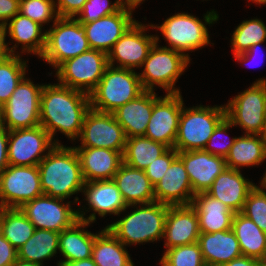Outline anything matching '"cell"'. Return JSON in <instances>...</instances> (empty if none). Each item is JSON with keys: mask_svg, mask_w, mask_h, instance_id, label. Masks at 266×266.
I'll return each mask as SVG.
<instances>
[{"mask_svg": "<svg viewBox=\"0 0 266 266\" xmlns=\"http://www.w3.org/2000/svg\"><path fill=\"white\" fill-rule=\"evenodd\" d=\"M64 200L42 194L24 203L20 210L34 225L35 229L61 233L79 220L77 210L71 208L70 201L64 204Z\"/></svg>", "mask_w": 266, "mask_h": 266, "instance_id": "cell-14", "label": "cell"}, {"mask_svg": "<svg viewBox=\"0 0 266 266\" xmlns=\"http://www.w3.org/2000/svg\"><path fill=\"white\" fill-rule=\"evenodd\" d=\"M90 224L79 219L59 234V253L65 258L60 261L70 262L92 257L94 240L99 233L86 230Z\"/></svg>", "mask_w": 266, "mask_h": 266, "instance_id": "cell-30", "label": "cell"}, {"mask_svg": "<svg viewBox=\"0 0 266 266\" xmlns=\"http://www.w3.org/2000/svg\"><path fill=\"white\" fill-rule=\"evenodd\" d=\"M125 5L137 8L144 0H123Z\"/></svg>", "mask_w": 266, "mask_h": 266, "instance_id": "cell-54", "label": "cell"}, {"mask_svg": "<svg viewBox=\"0 0 266 266\" xmlns=\"http://www.w3.org/2000/svg\"><path fill=\"white\" fill-rule=\"evenodd\" d=\"M11 266H42V265L34 262H27L17 259Z\"/></svg>", "mask_w": 266, "mask_h": 266, "instance_id": "cell-52", "label": "cell"}, {"mask_svg": "<svg viewBox=\"0 0 266 266\" xmlns=\"http://www.w3.org/2000/svg\"><path fill=\"white\" fill-rule=\"evenodd\" d=\"M263 265L266 266V259L263 261Z\"/></svg>", "mask_w": 266, "mask_h": 266, "instance_id": "cell-59", "label": "cell"}, {"mask_svg": "<svg viewBox=\"0 0 266 266\" xmlns=\"http://www.w3.org/2000/svg\"><path fill=\"white\" fill-rule=\"evenodd\" d=\"M20 0H0V30L19 13Z\"/></svg>", "mask_w": 266, "mask_h": 266, "instance_id": "cell-47", "label": "cell"}, {"mask_svg": "<svg viewBox=\"0 0 266 266\" xmlns=\"http://www.w3.org/2000/svg\"><path fill=\"white\" fill-rule=\"evenodd\" d=\"M225 108L226 118L234 127L240 126L245 134L262 135L266 125V79L260 78L238 93Z\"/></svg>", "mask_w": 266, "mask_h": 266, "instance_id": "cell-9", "label": "cell"}, {"mask_svg": "<svg viewBox=\"0 0 266 266\" xmlns=\"http://www.w3.org/2000/svg\"><path fill=\"white\" fill-rule=\"evenodd\" d=\"M266 160V147L262 135L243 134L236 137L225 158L229 169L260 165Z\"/></svg>", "mask_w": 266, "mask_h": 266, "instance_id": "cell-32", "label": "cell"}, {"mask_svg": "<svg viewBox=\"0 0 266 266\" xmlns=\"http://www.w3.org/2000/svg\"><path fill=\"white\" fill-rule=\"evenodd\" d=\"M130 206L136 209L106 228L125 246L161 240L169 205L152 202Z\"/></svg>", "mask_w": 266, "mask_h": 266, "instance_id": "cell-3", "label": "cell"}, {"mask_svg": "<svg viewBox=\"0 0 266 266\" xmlns=\"http://www.w3.org/2000/svg\"><path fill=\"white\" fill-rule=\"evenodd\" d=\"M107 66L106 53L89 49L61 63L55 75L60 84L90 94L97 87Z\"/></svg>", "mask_w": 266, "mask_h": 266, "instance_id": "cell-11", "label": "cell"}, {"mask_svg": "<svg viewBox=\"0 0 266 266\" xmlns=\"http://www.w3.org/2000/svg\"><path fill=\"white\" fill-rule=\"evenodd\" d=\"M178 156L185 165L195 194L206 192L215 178L227 168L224 157L204 150L180 151Z\"/></svg>", "mask_w": 266, "mask_h": 266, "instance_id": "cell-20", "label": "cell"}, {"mask_svg": "<svg viewBox=\"0 0 266 266\" xmlns=\"http://www.w3.org/2000/svg\"><path fill=\"white\" fill-rule=\"evenodd\" d=\"M251 1L253 3L259 4L260 6L263 4H266V0H248Z\"/></svg>", "mask_w": 266, "mask_h": 266, "instance_id": "cell-55", "label": "cell"}, {"mask_svg": "<svg viewBox=\"0 0 266 266\" xmlns=\"http://www.w3.org/2000/svg\"><path fill=\"white\" fill-rule=\"evenodd\" d=\"M191 205L196 210L200 232L215 233L232 229L235 213L207 192L195 194Z\"/></svg>", "mask_w": 266, "mask_h": 266, "instance_id": "cell-27", "label": "cell"}, {"mask_svg": "<svg viewBox=\"0 0 266 266\" xmlns=\"http://www.w3.org/2000/svg\"><path fill=\"white\" fill-rule=\"evenodd\" d=\"M86 1L87 0H55L58 16L75 18L83 9Z\"/></svg>", "mask_w": 266, "mask_h": 266, "instance_id": "cell-45", "label": "cell"}, {"mask_svg": "<svg viewBox=\"0 0 266 266\" xmlns=\"http://www.w3.org/2000/svg\"><path fill=\"white\" fill-rule=\"evenodd\" d=\"M160 265H161V266H168V265H166L161 259H160Z\"/></svg>", "mask_w": 266, "mask_h": 266, "instance_id": "cell-58", "label": "cell"}, {"mask_svg": "<svg viewBox=\"0 0 266 266\" xmlns=\"http://www.w3.org/2000/svg\"><path fill=\"white\" fill-rule=\"evenodd\" d=\"M111 3L110 0H87L76 19L80 23H90L116 13L125 6L123 0H116L113 4Z\"/></svg>", "mask_w": 266, "mask_h": 266, "instance_id": "cell-42", "label": "cell"}, {"mask_svg": "<svg viewBox=\"0 0 266 266\" xmlns=\"http://www.w3.org/2000/svg\"><path fill=\"white\" fill-rule=\"evenodd\" d=\"M42 194L38 166L9 165L0 174V208H20Z\"/></svg>", "mask_w": 266, "mask_h": 266, "instance_id": "cell-12", "label": "cell"}, {"mask_svg": "<svg viewBox=\"0 0 266 266\" xmlns=\"http://www.w3.org/2000/svg\"><path fill=\"white\" fill-rule=\"evenodd\" d=\"M178 156V151L174 148H169L163 155L156 158L154 162L149 164L144 172L150 179V182L155 186L164 176L172 161Z\"/></svg>", "mask_w": 266, "mask_h": 266, "instance_id": "cell-44", "label": "cell"}, {"mask_svg": "<svg viewBox=\"0 0 266 266\" xmlns=\"http://www.w3.org/2000/svg\"><path fill=\"white\" fill-rule=\"evenodd\" d=\"M221 266H264V265L263 262L258 259L241 255L240 257H237Z\"/></svg>", "mask_w": 266, "mask_h": 266, "instance_id": "cell-49", "label": "cell"}, {"mask_svg": "<svg viewBox=\"0 0 266 266\" xmlns=\"http://www.w3.org/2000/svg\"><path fill=\"white\" fill-rule=\"evenodd\" d=\"M92 248V259L97 266H134L126 246L106 227L99 231Z\"/></svg>", "mask_w": 266, "mask_h": 266, "instance_id": "cell-33", "label": "cell"}, {"mask_svg": "<svg viewBox=\"0 0 266 266\" xmlns=\"http://www.w3.org/2000/svg\"><path fill=\"white\" fill-rule=\"evenodd\" d=\"M155 202L169 206L191 205L193 192L185 165L177 156L162 179L154 186Z\"/></svg>", "mask_w": 266, "mask_h": 266, "instance_id": "cell-21", "label": "cell"}, {"mask_svg": "<svg viewBox=\"0 0 266 266\" xmlns=\"http://www.w3.org/2000/svg\"><path fill=\"white\" fill-rule=\"evenodd\" d=\"M197 243L206 266H221L242 255L232 229L215 233L200 232Z\"/></svg>", "mask_w": 266, "mask_h": 266, "instance_id": "cell-28", "label": "cell"}, {"mask_svg": "<svg viewBox=\"0 0 266 266\" xmlns=\"http://www.w3.org/2000/svg\"><path fill=\"white\" fill-rule=\"evenodd\" d=\"M91 109L89 94L60 83L45 84L40 95V125L54 139L60 131L70 140H78L84 118Z\"/></svg>", "mask_w": 266, "mask_h": 266, "instance_id": "cell-1", "label": "cell"}, {"mask_svg": "<svg viewBox=\"0 0 266 266\" xmlns=\"http://www.w3.org/2000/svg\"><path fill=\"white\" fill-rule=\"evenodd\" d=\"M77 147L107 148L124 153L127 136L113 113L90 109L83 122Z\"/></svg>", "mask_w": 266, "mask_h": 266, "instance_id": "cell-15", "label": "cell"}, {"mask_svg": "<svg viewBox=\"0 0 266 266\" xmlns=\"http://www.w3.org/2000/svg\"><path fill=\"white\" fill-rule=\"evenodd\" d=\"M148 26L151 27V24L147 25L135 21L107 54L108 65L130 70L141 68L150 49L156 42V35L145 33ZM115 61L117 66H115Z\"/></svg>", "mask_w": 266, "mask_h": 266, "instance_id": "cell-17", "label": "cell"}, {"mask_svg": "<svg viewBox=\"0 0 266 266\" xmlns=\"http://www.w3.org/2000/svg\"><path fill=\"white\" fill-rule=\"evenodd\" d=\"M86 200L88 202L89 211L92 210L89 216L84 217L87 208L77 209L78 218L88 223H94L96 221V213L100 217H104L107 214L119 215L121 212L130 208L125 203L117 184L113 180L102 181H89L85 182L82 189Z\"/></svg>", "mask_w": 266, "mask_h": 266, "instance_id": "cell-18", "label": "cell"}, {"mask_svg": "<svg viewBox=\"0 0 266 266\" xmlns=\"http://www.w3.org/2000/svg\"><path fill=\"white\" fill-rule=\"evenodd\" d=\"M263 43H258L253 45L252 47H250L247 51L240 53V54H235L234 59L237 61H240L243 64H246L247 62H250L251 59H253V57H255L260 50L258 49L260 47V45H262ZM256 58V57H255ZM250 60V61H249ZM246 62V63H245ZM256 64H254L252 67H254ZM248 67V66H247Z\"/></svg>", "mask_w": 266, "mask_h": 266, "instance_id": "cell-50", "label": "cell"}, {"mask_svg": "<svg viewBox=\"0 0 266 266\" xmlns=\"http://www.w3.org/2000/svg\"><path fill=\"white\" fill-rule=\"evenodd\" d=\"M144 91L135 70L108 65L97 87L89 94L91 109L113 113Z\"/></svg>", "mask_w": 266, "mask_h": 266, "instance_id": "cell-4", "label": "cell"}, {"mask_svg": "<svg viewBox=\"0 0 266 266\" xmlns=\"http://www.w3.org/2000/svg\"><path fill=\"white\" fill-rule=\"evenodd\" d=\"M262 137H263V141H264V143H265V147H266V125H265V128H264V131H263Z\"/></svg>", "mask_w": 266, "mask_h": 266, "instance_id": "cell-56", "label": "cell"}, {"mask_svg": "<svg viewBox=\"0 0 266 266\" xmlns=\"http://www.w3.org/2000/svg\"><path fill=\"white\" fill-rule=\"evenodd\" d=\"M266 187L260 181L248 194L241 211L250 218L262 231L266 232Z\"/></svg>", "mask_w": 266, "mask_h": 266, "instance_id": "cell-40", "label": "cell"}, {"mask_svg": "<svg viewBox=\"0 0 266 266\" xmlns=\"http://www.w3.org/2000/svg\"><path fill=\"white\" fill-rule=\"evenodd\" d=\"M168 149L165 144L145 136L127 138L122 155L123 162L133 168L144 170Z\"/></svg>", "mask_w": 266, "mask_h": 266, "instance_id": "cell-35", "label": "cell"}, {"mask_svg": "<svg viewBox=\"0 0 266 266\" xmlns=\"http://www.w3.org/2000/svg\"><path fill=\"white\" fill-rule=\"evenodd\" d=\"M263 178L261 179V182L265 185L266 187V171H265V174H263Z\"/></svg>", "mask_w": 266, "mask_h": 266, "instance_id": "cell-57", "label": "cell"}, {"mask_svg": "<svg viewBox=\"0 0 266 266\" xmlns=\"http://www.w3.org/2000/svg\"><path fill=\"white\" fill-rule=\"evenodd\" d=\"M2 33L0 32V60L7 55L5 50V43Z\"/></svg>", "mask_w": 266, "mask_h": 266, "instance_id": "cell-53", "label": "cell"}, {"mask_svg": "<svg viewBox=\"0 0 266 266\" xmlns=\"http://www.w3.org/2000/svg\"><path fill=\"white\" fill-rule=\"evenodd\" d=\"M225 118V105H199L192 108L183 105L174 149L178 152L203 150L216 127Z\"/></svg>", "mask_w": 266, "mask_h": 266, "instance_id": "cell-6", "label": "cell"}, {"mask_svg": "<svg viewBox=\"0 0 266 266\" xmlns=\"http://www.w3.org/2000/svg\"><path fill=\"white\" fill-rule=\"evenodd\" d=\"M43 86L35 85L25 76L0 108V124L8 130L40 125V95Z\"/></svg>", "mask_w": 266, "mask_h": 266, "instance_id": "cell-10", "label": "cell"}, {"mask_svg": "<svg viewBox=\"0 0 266 266\" xmlns=\"http://www.w3.org/2000/svg\"><path fill=\"white\" fill-rule=\"evenodd\" d=\"M161 260L168 266H206L197 242L165 250Z\"/></svg>", "mask_w": 266, "mask_h": 266, "instance_id": "cell-39", "label": "cell"}, {"mask_svg": "<svg viewBox=\"0 0 266 266\" xmlns=\"http://www.w3.org/2000/svg\"><path fill=\"white\" fill-rule=\"evenodd\" d=\"M44 194L67 199L82 192L85 181L74 147L56 144L38 164Z\"/></svg>", "mask_w": 266, "mask_h": 266, "instance_id": "cell-2", "label": "cell"}, {"mask_svg": "<svg viewBox=\"0 0 266 266\" xmlns=\"http://www.w3.org/2000/svg\"><path fill=\"white\" fill-rule=\"evenodd\" d=\"M0 230L18 250L33 235L35 227L20 208H0Z\"/></svg>", "mask_w": 266, "mask_h": 266, "instance_id": "cell-36", "label": "cell"}, {"mask_svg": "<svg viewBox=\"0 0 266 266\" xmlns=\"http://www.w3.org/2000/svg\"><path fill=\"white\" fill-rule=\"evenodd\" d=\"M58 266H97L92 257L88 259H83V260H77V261H70V262H65V261H59L57 262Z\"/></svg>", "mask_w": 266, "mask_h": 266, "instance_id": "cell-51", "label": "cell"}, {"mask_svg": "<svg viewBox=\"0 0 266 266\" xmlns=\"http://www.w3.org/2000/svg\"><path fill=\"white\" fill-rule=\"evenodd\" d=\"M218 18L219 16L214 10L204 14L203 20L205 23L198 17L181 12L168 17L160 26L151 24V28L160 29L169 45V47H164L179 51L190 59L188 51L192 52L211 44L206 25L209 24L210 26ZM186 52L188 53L186 54Z\"/></svg>", "mask_w": 266, "mask_h": 266, "instance_id": "cell-5", "label": "cell"}, {"mask_svg": "<svg viewBox=\"0 0 266 266\" xmlns=\"http://www.w3.org/2000/svg\"><path fill=\"white\" fill-rule=\"evenodd\" d=\"M8 135L9 130L0 124V174L9 166Z\"/></svg>", "mask_w": 266, "mask_h": 266, "instance_id": "cell-48", "label": "cell"}, {"mask_svg": "<svg viewBox=\"0 0 266 266\" xmlns=\"http://www.w3.org/2000/svg\"><path fill=\"white\" fill-rule=\"evenodd\" d=\"M26 62L18 52L15 55L7 54L0 60V108L26 76L28 67Z\"/></svg>", "mask_w": 266, "mask_h": 266, "instance_id": "cell-37", "label": "cell"}, {"mask_svg": "<svg viewBox=\"0 0 266 266\" xmlns=\"http://www.w3.org/2000/svg\"><path fill=\"white\" fill-rule=\"evenodd\" d=\"M55 145L50 134L41 125L33 128L9 130V165L38 166Z\"/></svg>", "mask_w": 266, "mask_h": 266, "instance_id": "cell-13", "label": "cell"}, {"mask_svg": "<svg viewBox=\"0 0 266 266\" xmlns=\"http://www.w3.org/2000/svg\"><path fill=\"white\" fill-rule=\"evenodd\" d=\"M232 230L239 242L242 255L260 261L266 259V232L241 212L235 213Z\"/></svg>", "mask_w": 266, "mask_h": 266, "instance_id": "cell-31", "label": "cell"}, {"mask_svg": "<svg viewBox=\"0 0 266 266\" xmlns=\"http://www.w3.org/2000/svg\"><path fill=\"white\" fill-rule=\"evenodd\" d=\"M42 28L44 27L38 22L33 21L20 13L15 15L0 30L4 41H6L8 33L11 40L13 39L12 41L16 42L12 47H9V42H4L6 53L15 55V52H17L15 51L16 48L21 44V53H33L40 58L45 48L46 38V32H42Z\"/></svg>", "mask_w": 266, "mask_h": 266, "instance_id": "cell-22", "label": "cell"}, {"mask_svg": "<svg viewBox=\"0 0 266 266\" xmlns=\"http://www.w3.org/2000/svg\"><path fill=\"white\" fill-rule=\"evenodd\" d=\"M183 105L181 93H166L164 97H157L153 91L152 115L144 136L174 148Z\"/></svg>", "mask_w": 266, "mask_h": 266, "instance_id": "cell-16", "label": "cell"}, {"mask_svg": "<svg viewBox=\"0 0 266 266\" xmlns=\"http://www.w3.org/2000/svg\"><path fill=\"white\" fill-rule=\"evenodd\" d=\"M85 182L113 180L123 156L119 151L107 148L74 147Z\"/></svg>", "mask_w": 266, "mask_h": 266, "instance_id": "cell-24", "label": "cell"}, {"mask_svg": "<svg viewBox=\"0 0 266 266\" xmlns=\"http://www.w3.org/2000/svg\"><path fill=\"white\" fill-rule=\"evenodd\" d=\"M17 259V249L2 235L0 230V266H11Z\"/></svg>", "mask_w": 266, "mask_h": 266, "instance_id": "cell-46", "label": "cell"}, {"mask_svg": "<svg viewBox=\"0 0 266 266\" xmlns=\"http://www.w3.org/2000/svg\"><path fill=\"white\" fill-rule=\"evenodd\" d=\"M254 184L245 179L240 170L226 168L215 178L206 192L228 206L234 213H239L249 192L256 186Z\"/></svg>", "mask_w": 266, "mask_h": 266, "instance_id": "cell-25", "label": "cell"}, {"mask_svg": "<svg viewBox=\"0 0 266 266\" xmlns=\"http://www.w3.org/2000/svg\"><path fill=\"white\" fill-rule=\"evenodd\" d=\"M233 124L225 118L214 130L213 134L210 136L209 141L204 147V151L209 152L212 155H217L226 158L228 155L230 148L235 142L236 137L230 139V141L225 142V144H217V139L219 136H222L231 128ZM220 142V141H219Z\"/></svg>", "mask_w": 266, "mask_h": 266, "instance_id": "cell-43", "label": "cell"}, {"mask_svg": "<svg viewBox=\"0 0 266 266\" xmlns=\"http://www.w3.org/2000/svg\"><path fill=\"white\" fill-rule=\"evenodd\" d=\"M266 40V26L261 19L243 20L231 36L232 55L247 51L250 47Z\"/></svg>", "mask_w": 266, "mask_h": 266, "instance_id": "cell-38", "label": "cell"}, {"mask_svg": "<svg viewBox=\"0 0 266 266\" xmlns=\"http://www.w3.org/2000/svg\"><path fill=\"white\" fill-rule=\"evenodd\" d=\"M200 235L198 217L192 205L169 206L164 228V247L198 242Z\"/></svg>", "mask_w": 266, "mask_h": 266, "instance_id": "cell-23", "label": "cell"}, {"mask_svg": "<svg viewBox=\"0 0 266 266\" xmlns=\"http://www.w3.org/2000/svg\"><path fill=\"white\" fill-rule=\"evenodd\" d=\"M59 234L46 229H35L33 235L17 250L18 259L43 266V260H50L59 251Z\"/></svg>", "mask_w": 266, "mask_h": 266, "instance_id": "cell-34", "label": "cell"}, {"mask_svg": "<svg viewBox=\"0 0 266 266\" xmlns=\"http://www.w3.org/2000/svg\"><path fill=\"white\" fill-rule=\"evenodd\" d=\"M113 181L117 184L127 206L155 202L154 186L144 170L122 162Z\"/></svg>", "mask_w": 266, "mask_h": 266, "instance_id": "cell-26", "label": "cell"}, {"mask_svg": "<svg viewBox=\"0 0 266 266\" xmlns=\"http://www.w3.org/2000/svg\"><path fill=\"white\" fill-rule=\"evenodd\" d=\"M153 91L145 90L137 98L127 102L113 112L124 129L127 138L144 136L152 115Z\"/></svg>", "mask_w": 266, "mask_h": 266, "instance_id": "cell-29", "label": "cell"}, {"mask_svg": "<svg viewBox=\"0 0 266 266\" xmlns=\"http://www.w3.org/2000/svg\"><path fill=\"white\" fill-rule=\"evenodd\" d=\"M45 32V48L40 58L55 69L65 60L91 49L83 26L76 17H59Z\"/></svg>", "mask_w": 266, "mask_h": 266, "instance_id": "cell-8", "label": "cell"}, {"mask_svg": "<svg viewBox=\"0 0 266 266\" xmlns=\"http://www.w3.org/2000/svg\"><path fill=\"white\" fill-rule=\"evenodd\" d=\"M134 9V7L125 5L116 13L90 23H81L91 49L108 54L113 45L136 21L132 16Z\"/></svg>", "mask_w": 266, "mask_h": 266, "instance_id": "cell-19", "label": "cell"}, {"mask_svg": "<svg viewBox=\"0 0 266 266\" xmlns=\"http://www.w3.org/2000/svg\"><path fill=\"white\" fill-rule=\"evenodd\" d=\"M19 13L42 26L59 18L54 0H20Z\"/></svg>", "mask_w": 266, "mask_h": 266, "instance_id": "cell-41", "label": "cell"}, {"mask_svg": "<svg viewBox=\"0 0 266 266\" xmlns=\"http://www.w3.org/2000/svg\"><path fill=\"white\" fill-rule=\"evenodd\" d=\"M159 36L149 51V54L141 67L142 73H138L142 87L147 91H154V85L166 90V93H180V89L174 87L177 79L187 69L190 60L183 53L158 45Z\"/></svg>", "mask_w": 266, "mask_h": 266, "instance_id": "cell-7", "label": "cell"}]
</instances>
